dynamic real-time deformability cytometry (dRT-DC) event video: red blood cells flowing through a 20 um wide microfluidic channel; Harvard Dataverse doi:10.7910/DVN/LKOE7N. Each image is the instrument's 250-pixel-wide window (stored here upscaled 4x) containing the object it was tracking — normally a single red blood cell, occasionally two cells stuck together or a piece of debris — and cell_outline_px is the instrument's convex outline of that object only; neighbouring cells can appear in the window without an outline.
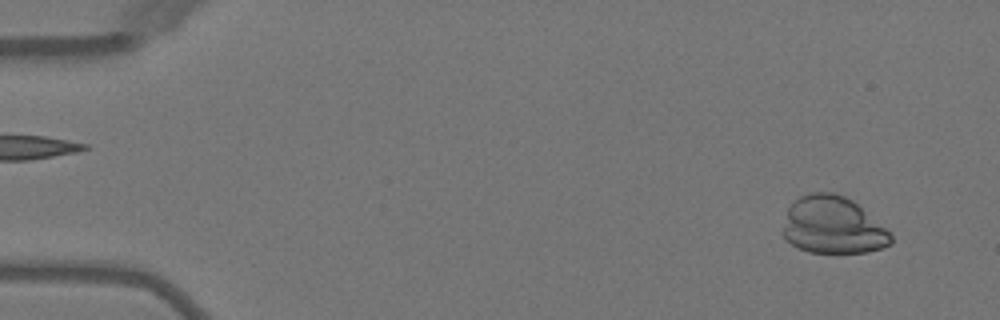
{"species": "Egyptian fruit bat (a non-hibernating species)", "species_latin": "Rousettus aegyptiacus", "temperature_condition": "warm", "stored_images_in_passage": 5, "segment_of_instrument_passage": [2, 2], "camera_frame_rate_fps": 3000, "um_per_image_px": 0.085, "animal": {"sex": "female"}, "frame": {"image": 1, "passage_image": 5, "time_ms": 4.667, "image_size_px": [1000, 320], "cell_outline_px": [[892, 244], [868, 252], [808, 252], [792, 244], [784, 236], [784, 228], [788, 208], [800, 196], [808, 192], [836, 192], [852, 200], [884, 228], [892, 236]], "centroid_in_image_um": [70.78, 19.14], "position_along_channel_um": 14.2, "area_um2": 35.37}}